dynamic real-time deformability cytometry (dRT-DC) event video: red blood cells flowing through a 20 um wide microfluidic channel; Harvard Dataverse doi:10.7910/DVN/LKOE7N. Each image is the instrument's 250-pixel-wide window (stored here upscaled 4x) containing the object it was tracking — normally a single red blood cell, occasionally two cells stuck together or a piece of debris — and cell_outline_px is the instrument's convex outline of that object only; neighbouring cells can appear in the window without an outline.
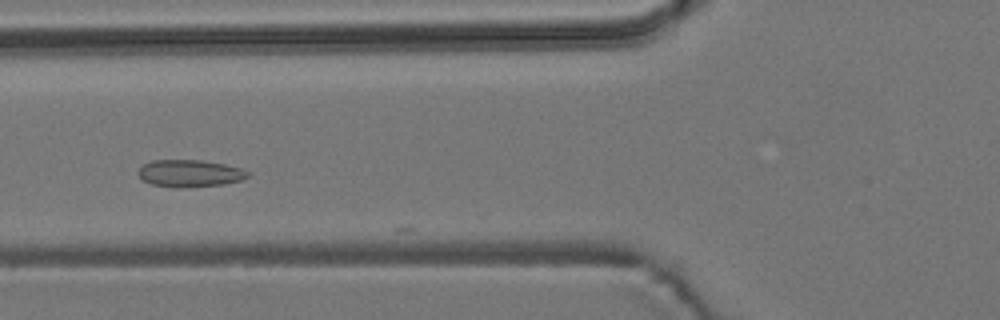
{"species": "common noctule bat (a hibernating species)", "species_latin": "Nyctalus noctula", "temperature_condition": "room temperature", "stored_images_in_passage": 5, "camera_frame_rate_fps": 3000, "um_per_image_px": 0.085, "animal": {"sex": "male", "body_mass_g": 19.2, "forearm_length_mm": 51.8}, "frame": {"image": 1, "passage_image": 4, "time_ms": 3.667, "image_size_px": [1000, 320], "cell_outline_px": [[252, 172], [248, 176], [240, 180], [224, 184], [180, 188], [172, 188], [152, 184], [144, 180], [136, 172], [144, 164], [152, 160], [200, 160], [224, 164], [244, 168]], "centroid_in_image_um": [16.16, 14.73], "position_along_channel_um": 109.6, "area_um2": 17.46}}